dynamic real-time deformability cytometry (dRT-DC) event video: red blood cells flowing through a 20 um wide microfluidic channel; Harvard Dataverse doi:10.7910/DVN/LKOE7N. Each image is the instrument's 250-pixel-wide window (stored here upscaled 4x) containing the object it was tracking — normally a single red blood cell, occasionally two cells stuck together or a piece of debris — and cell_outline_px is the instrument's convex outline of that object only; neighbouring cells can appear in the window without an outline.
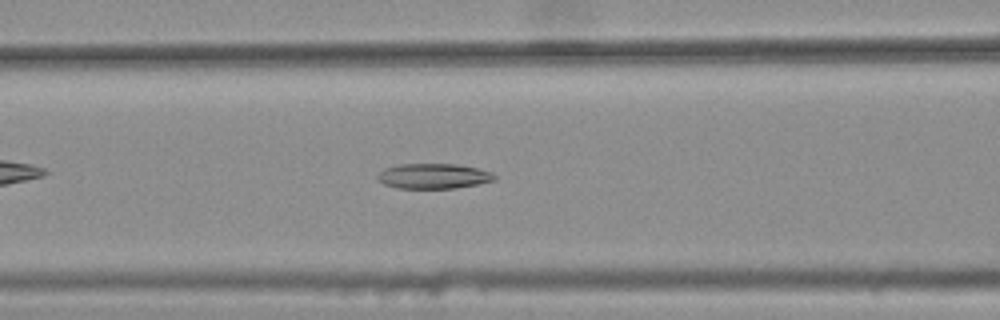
{"species": "common noctule bat (a hibernating species)", "species_latin": "Nyctalus noctula", "temperature_condition": "warm", "stored_images_in_passage": 34, "camera_frame_rate_fps": 3000, "um_per_image_px": 0.085, "animal": {"sex": "female", "body_mass_g": 25.1}, "frame": {"image": 1, "passage_image": 14, "time_ms": 4.333, "image_size_px": [1000, 320], "cell_outline_px": [[496, 180], [456, 188], [400, 188], [384, 184], [376, 180], [376, 176], [384, 168], [400, 164], [456, 164], [476, 168], [492, 172], [496, 176]], "centroid_in_image_um": [36.83, 14.96], "position_along_channel_um": 129.8, "area_um2": 17.11}}
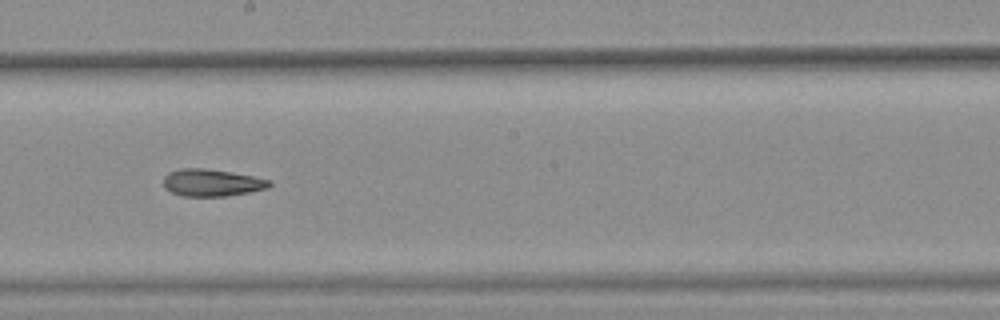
{"frame": {"image": 2, "passage_image": 22, "time_ms": 7.0, "image_size_px": [1000, 320], "cell_outline_px": [[272, 184], [268, 188], [248, 192], [224, 196], [180, 196], [164, 188], [164, 176], [168, 172], [180, 168], [204, 168], [252, 176], [272, 180]], "centroid_in_image_um": [17.98, 15.53], "position_along_channel_um": 230.2, "area_um2": 16.7}}
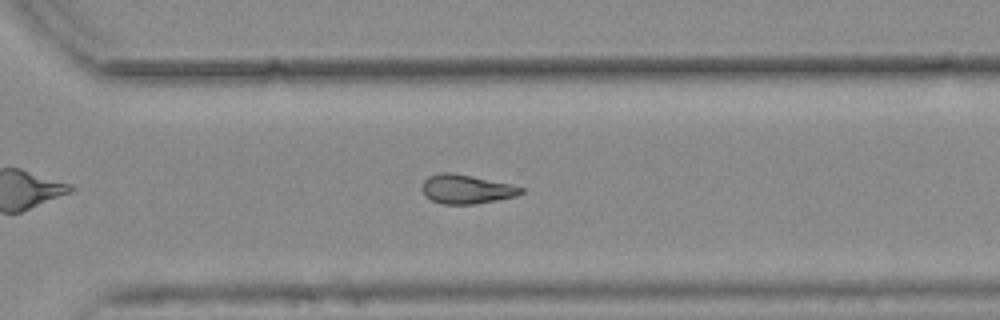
{"frame": {"image": 3, "passage_image": 30, "time_ms": 9.667, "image_size_px": [1000, 320], "cell_outline_px": [[524, 192], [516, 196], [476, 204], [444, 204], [432, 200], [424, 196], [420, 188], [424, 180], [428, 176], [440, 172], [452, 172], [472, 176], [508, 184], [524, 188]], "centroid_in_image_um": [39.58, 16.08], "position_along_channel_um": 331.0, "area_um2": 16.76}, "authors_computed_cell_mechanics": {"area_um2": 17.4556, "velocity_mm_per_s": 3.7765, "shape_relaxation_time_tau1_ms": null, "shape_relaxation_time_tau2_ms": 5.2669, "deformation_change_tau1": null, "deformation_change_tau2": 0.1378}}